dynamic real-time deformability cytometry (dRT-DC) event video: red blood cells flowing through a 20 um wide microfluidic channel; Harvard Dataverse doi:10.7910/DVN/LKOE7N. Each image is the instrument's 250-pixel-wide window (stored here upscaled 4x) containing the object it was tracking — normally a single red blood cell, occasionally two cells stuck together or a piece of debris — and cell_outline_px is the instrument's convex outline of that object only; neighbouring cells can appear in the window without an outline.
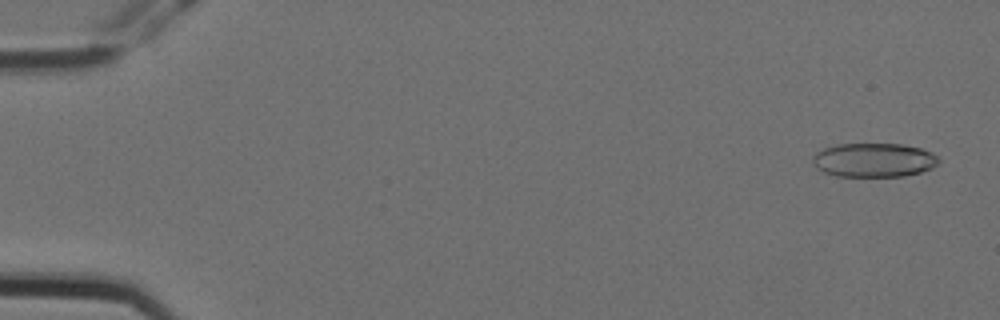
{"species": "Egyptian fruit bat (a non-hibernating species)", "species_latin": "Rousettus aegyptiacus", "temperature_condition": "cold", "stored_images_in_passage": 5, "camera_frame_rate_fps": 3000, "um_per_image_px": 0.085, "animal": {"sex": "female"}, "frame": {"image": 1, "passage_image": 1, "time_ms": 0.0, "image_size_px": [1000, 320], "cell_outline_px": [[940, 160], [932, 168], [920, 172], [904, 176], [836, 176], [824, 172], [816, 168], [812, 160], [812, 156], [816, 152], [824, 148], [836, 144], [900, 144], [920, 148], [932, 152]], "centroid_in_image_um": [74.25, 13.6], "position_along_channel_um": 10.7, "area_um2": 24.97}}
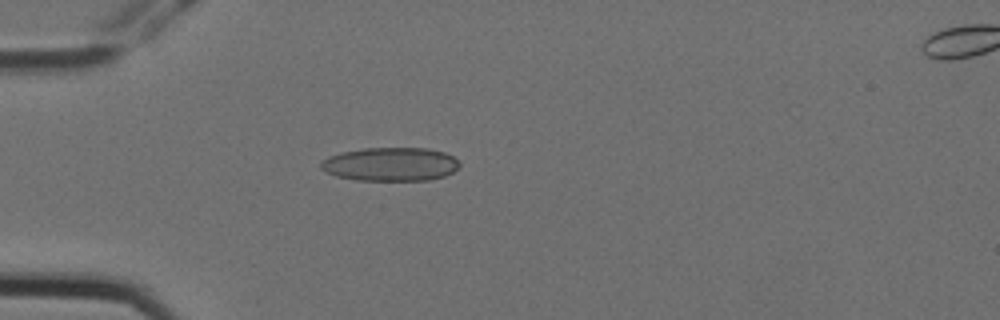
{"frame": {"image": 2, "passage_image": 4, "time_ms": 1.0, "image_size_px": [1000, 320], "cell_outline_px": [[460, 164], [452, 172], [444, 176], [428, 180], [356, 180], [336, 176], [324, 172], [320, 168], [320, 160], [328, 156], [340, 152], [364, 148], [428, 148], [444, 152], [452, 156]], "centroid_in_image_um": [33.13, 13.95], "position_along_channel_um": 51.9, "area_um2": 27.28}}